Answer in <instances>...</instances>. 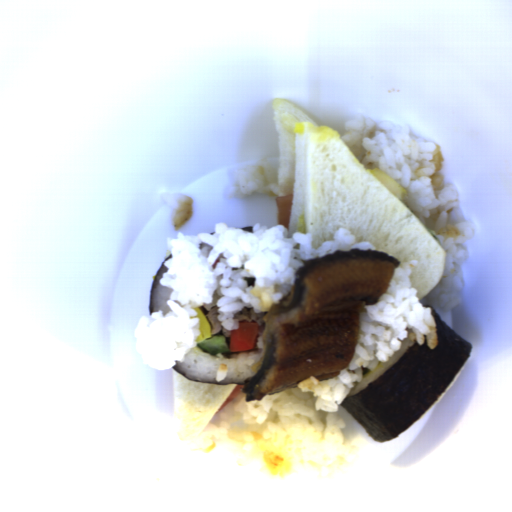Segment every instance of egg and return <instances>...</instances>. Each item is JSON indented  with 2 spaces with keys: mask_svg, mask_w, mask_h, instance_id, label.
I'll return each instance as SVG.
<instances>
[{
  "mask_svg": "<svg viewBox=\"0 0 512 512\" xmlns=\"http://www.w3.org/2000/svg\"><path fill=\"white\" fill-rule=\"evenodd\" d=\"M193 309L196 311V317L198 318V321H199V331H200V334H199L198 338L196 339L195 343L202 342L205 339L212 337L211 336V326H210L206 316L204 315L203 311L198 306Z\"/></svg>",
  "mask_w": 512,
  "mask_h": 512,
  "instance_id": "obj_1",
  "label": "egg"
}]
</instances>
